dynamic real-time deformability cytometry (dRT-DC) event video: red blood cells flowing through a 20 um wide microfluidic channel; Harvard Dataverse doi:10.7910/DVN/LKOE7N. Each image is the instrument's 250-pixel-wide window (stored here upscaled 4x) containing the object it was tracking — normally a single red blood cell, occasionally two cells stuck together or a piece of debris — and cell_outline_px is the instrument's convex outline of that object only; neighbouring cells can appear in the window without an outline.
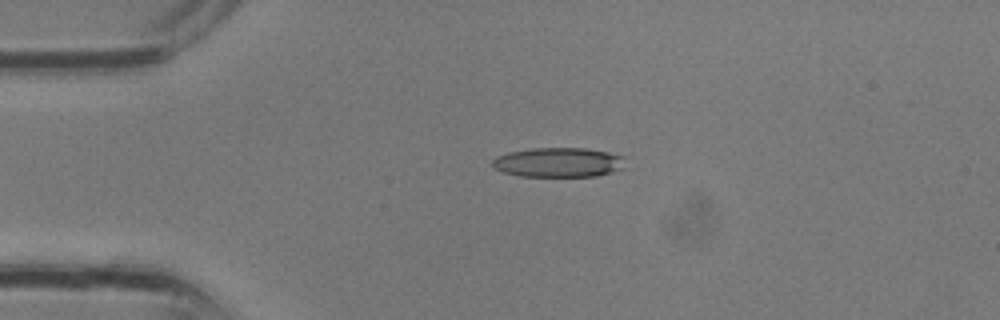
{"species": "common noctule bat (a hibernating species)", "species_latin": "Nyctalus noctula", "temperature_condition": "room temperature", "stored_images_in_passage": 4, "camera_frame_rate_fps": 3000, "um_per_image_px": 0.085, "animal": {"sex": "male", "body_mass_g": 13.3}, "frame": {"image": 1, "passage_image": 4, "time_ms": 1.0, "image_size_px": [1000, 320], "cell_outline_px": [[628, 156], [624, 168], [612, 172], [596, 176], [520, 176], [504, 172], [496, 168], [492, 164], [492, 160], [496, 156], [508, 152], [532, 148], [584, 148], [608, 152]], "centroid_in_image_um": [47.54, 13.79], "position_along_channel_um": 37.5, "area_um2": 23.12}}